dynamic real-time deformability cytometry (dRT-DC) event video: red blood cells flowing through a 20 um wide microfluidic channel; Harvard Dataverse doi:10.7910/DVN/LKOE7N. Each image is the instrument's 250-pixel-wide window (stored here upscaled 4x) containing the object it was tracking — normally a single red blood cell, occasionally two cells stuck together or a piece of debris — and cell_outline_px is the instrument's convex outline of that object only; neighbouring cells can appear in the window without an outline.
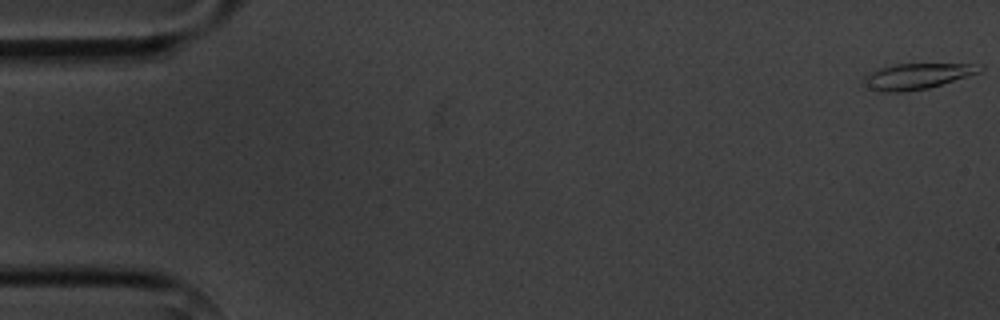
{"species": "common noctule bat (a hibernating species)", "species_latin": "Nyctalus noctula", "temperature_condition": "cold", "stored_images_in_passage": 6, "camera_frame_rate_fps": 3000, "um_per_image_px": 0.085, "animal": {"sex": "male", "body_mass_g": 20.1, "forearm_length_mm": 53.5}, "frame": {"image": 1, "passage_image": 1, "time_ms": 0.0, "image_size_px": [1000, 320], "cell_outline_px": [[984, 68], [980, 72], [928, 88], [900, 92], [884, 92], [860, 84], [864, 76], [880, 68], [896, 64], [972, 64]], "centroid_in_image_um": [77.89, 6.48], "position_along_channel_um": 7.1, "area_um2": 17.05}}